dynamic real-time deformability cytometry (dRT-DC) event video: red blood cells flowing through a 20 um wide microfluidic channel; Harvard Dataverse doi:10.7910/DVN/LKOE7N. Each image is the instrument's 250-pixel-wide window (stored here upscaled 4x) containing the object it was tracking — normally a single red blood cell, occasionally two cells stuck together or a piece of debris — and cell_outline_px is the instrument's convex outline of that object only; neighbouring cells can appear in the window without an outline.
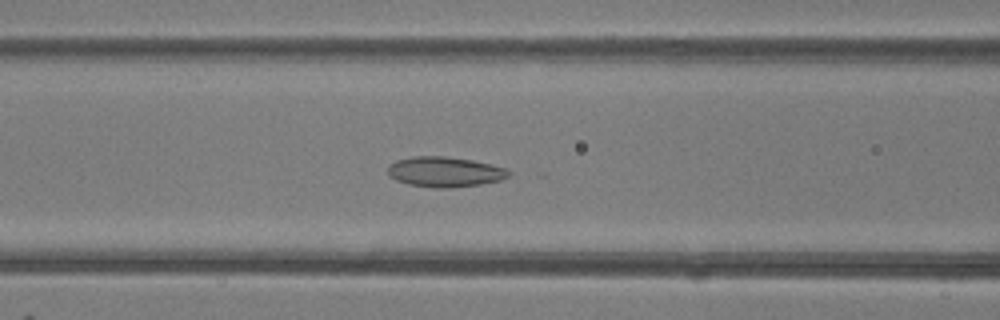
{"species": "common noctule bat (a hibernating species)", "species_latin": "Nyctalus noctula", "temperature_condition": "room temperature", "stored_images_in_passage": 49, "camera_frame_rate_fps": 3000, "um_per_image_px": 0.085, "animal": {"sex": "female"}, "frame": {"image": 1, "passage_image": 21, "time_ms": 6.667, "image_size_px": [1000, 320], "cell_outline_px": [[512, 172], [508, 176], [500, 180], [480, 184], [452, 188], [436, 188], [408, 184], [396, 180], [388, 176], [388, 168], [396, 160], [412, 156], [444, 156], [472, 160], [504, 168]], "centroid_in_image_um": [37.78, 14.61], "position_along_channel_um": 128.8, "area_um2": 21.15}}
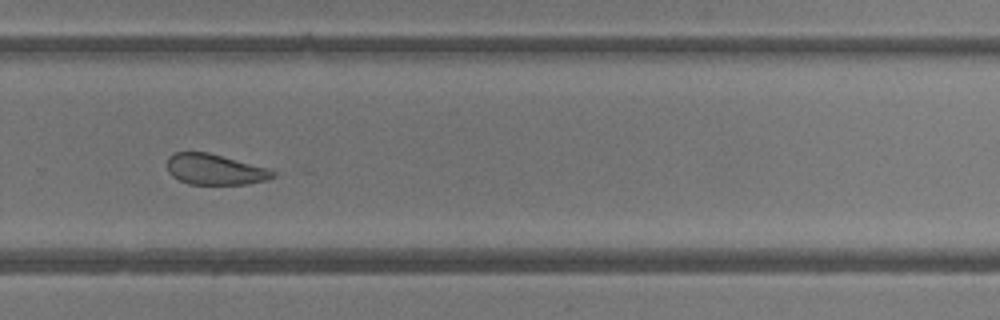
{"frame": {"image": 2, "passage_image": 34, "time_ms": 11.0, "image_size_px": [1000, 320], "cell_outline_px": [[276, 176], [268, 180], [248, 184], [188, 184], [172, 176], [168, 172], [168, 156], [176, 152], [208, 152], [268, 168], [276, 172]], "centroid_in_image_um": [18.29, 14.41], "position_along_channel_um": 311.5, "area_um2": 18.96}}
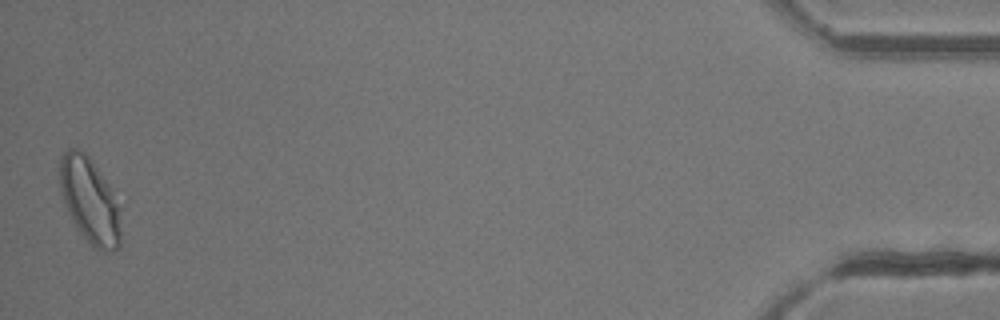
{"frame": {"image": 3, "passage_image": 49, "time_ms": 16.0, "image_size_px": [1000, 320], "cell_outline_px": [[120, 244], [112, 252], [92, 248], [76, 228], [72, 220], [60, 192], [60, 160], [64, 152], [68, 148], [80, 148], [88, 156], [108, 184], [120, 208]], "centroid_in_image_um": [7.62, 17.07], "position_along_channel_um": 427.6, "area_um2": 30.29}}